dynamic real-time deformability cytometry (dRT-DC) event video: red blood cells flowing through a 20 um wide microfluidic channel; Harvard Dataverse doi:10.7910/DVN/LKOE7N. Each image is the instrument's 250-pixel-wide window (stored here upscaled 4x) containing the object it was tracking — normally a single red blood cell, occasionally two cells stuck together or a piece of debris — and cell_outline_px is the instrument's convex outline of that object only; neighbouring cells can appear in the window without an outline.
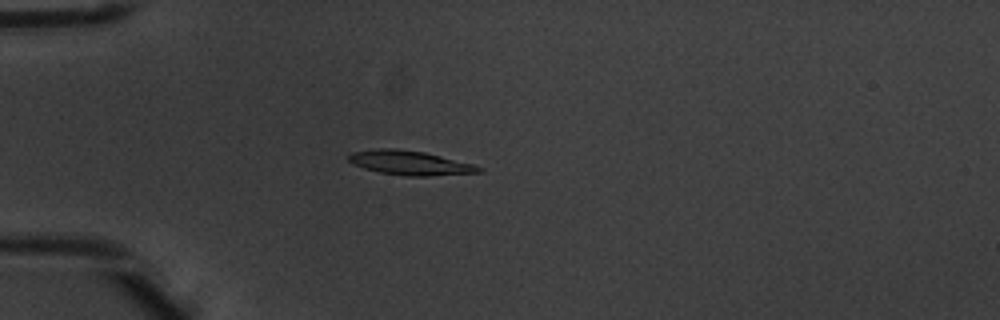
{"species": "common noctule bat (a hibernating species)", "species_latin": "Nyctalus noctula", "temperature_condition": "warm", "stored_images_in_passage": 5, "camera_frame_rate_fps": 3000, "um_per_image_px": 0.085, "animal": {"sex": "male", "body_mass_g": 20.1, "forearm_length_mm": 53.5}, "frame": {"image": 1, "passage_image": 5, "time_ms": 1.333, "image_size_px": [1000, 320], "cell_outline_px": [[484, 172], [428, 176], [408, 176], [380, 172], [364, 168], [352, 164], [348, 160], [348, 156], [352, 152], [376, 148], [396, 148], [424, 152], [472, 164], [484, 168]], "centroid_in_image_um": [34.83, 13.84], "position_along_channel_um": 50.2, "area_um2": 18.38}}